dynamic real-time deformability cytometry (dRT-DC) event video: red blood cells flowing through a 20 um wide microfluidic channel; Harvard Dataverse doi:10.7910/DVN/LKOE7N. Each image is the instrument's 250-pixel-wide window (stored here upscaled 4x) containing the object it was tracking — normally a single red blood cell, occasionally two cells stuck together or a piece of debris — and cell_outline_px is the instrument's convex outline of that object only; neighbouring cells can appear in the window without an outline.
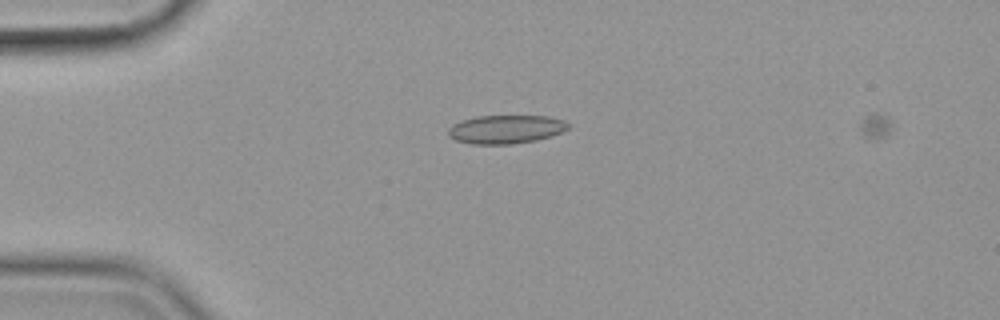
{"species": "common noctule bat (a hibernating species)", "species_latin": "Nyctalus noctula", "temperature_condition": "cold", "stored_images_in_passage": 6, "camera_frame_rate_fps": 3000, "um_per_image_px": 0.085, "animal": {"sex": "female", "body_mass_g": 19.9}, "frame": {"image": 1, "passage_image": 5, "time_ms": 1.333, "image_size_px": [1000, 320], "cell_outline_px": [[572, 124], [568, 128], [560, 132], [536, 140], [512, 144], [472, 144], [456, 140], [448, 136], [448, 128], [452, 124], [476, 116], [548, 116], [564, 120]], "centroid_in_image_um": [42.99, 10.98], "position_along_channel_um": 42.0, "area_um2": 19.88}}